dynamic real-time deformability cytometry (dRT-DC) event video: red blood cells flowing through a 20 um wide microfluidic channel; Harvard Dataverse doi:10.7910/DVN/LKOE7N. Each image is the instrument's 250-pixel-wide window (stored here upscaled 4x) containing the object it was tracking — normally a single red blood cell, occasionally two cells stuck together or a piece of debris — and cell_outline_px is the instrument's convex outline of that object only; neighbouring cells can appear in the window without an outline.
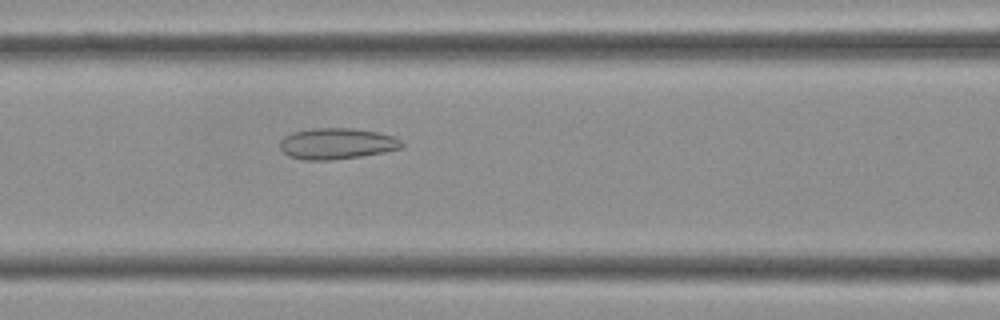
{"species": "Egyptian fruit bat (a non-hibernating species)", "species_latin": "Rousettus aegyptiacus", "temperature_condition": "cold", "stored_images_in_passage": 33, "camera_frame_rate_fps": 3000, "um_per_image_px": 0.085, "frame": {"image": 1, "passage_image": 14, "time_ms": 4.333, "image_size_px": [1000, 320], "cell_outline_px": [[404, 148], [384, 152], [360, 156], [332, 160], [304, 160], [288, 156], [280, 148], [280, 140], [284, 136], [292, 132], [312, 128], [352, 128], [376, 132], [392, 136], [404, 140]], "centroid_in_image_um": [28.64, 12.21], "position_along_channel_um": 138.0, "area_um2": 22.25}}
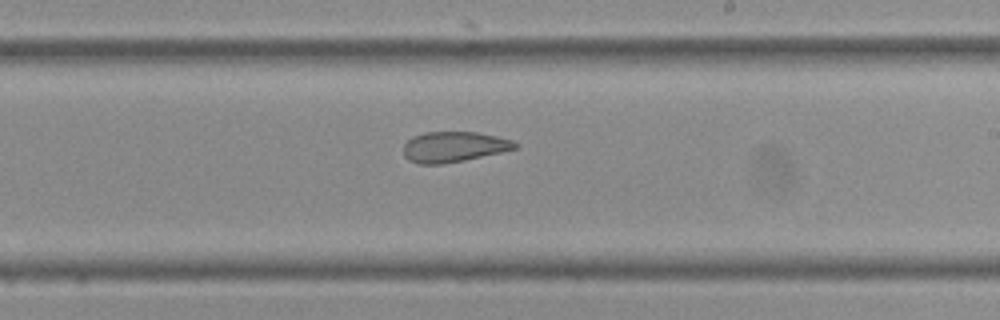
{"frame": {"image": 2, "passage_image": 21, "time_ms": 6.667, "image_size_px": [1000, 320], "cell_outline_px": [[520, 144], [516, 148], [500, 152], [464, 160], [444, 164], [420, 164], [408, 160], [404, 156], [404, 144], [412, 136], [424, 132], [476, 132], [496, 136], [512, 140]], "centroid_in_image_um": [38.55, 12.48], "position_along_channel_um": 250.5, "area_um2": 19.77}}
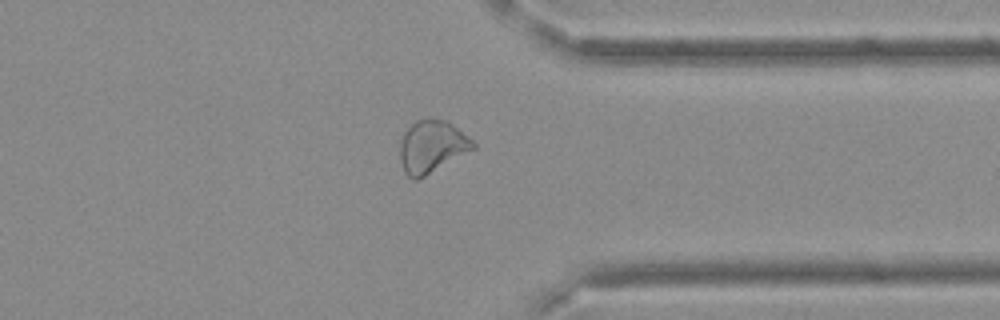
{"frame": {"image": 3, "passage_image": 29, "time_ms": 9.333, "image_size_px": [1000, 320], "cell_outline_px": [[476, 148], [424, 176], [416, 180], [412, 180], [404, 172], [400, 160], [400, 144], [404, 132], [416, 120], [444, 120], [452, 124], [472, 140], [476, 144]], "centroid_in_image_um": [36.69, 12.48], "position_along_channel_um": 374.7, "area_um2": 21.91}}